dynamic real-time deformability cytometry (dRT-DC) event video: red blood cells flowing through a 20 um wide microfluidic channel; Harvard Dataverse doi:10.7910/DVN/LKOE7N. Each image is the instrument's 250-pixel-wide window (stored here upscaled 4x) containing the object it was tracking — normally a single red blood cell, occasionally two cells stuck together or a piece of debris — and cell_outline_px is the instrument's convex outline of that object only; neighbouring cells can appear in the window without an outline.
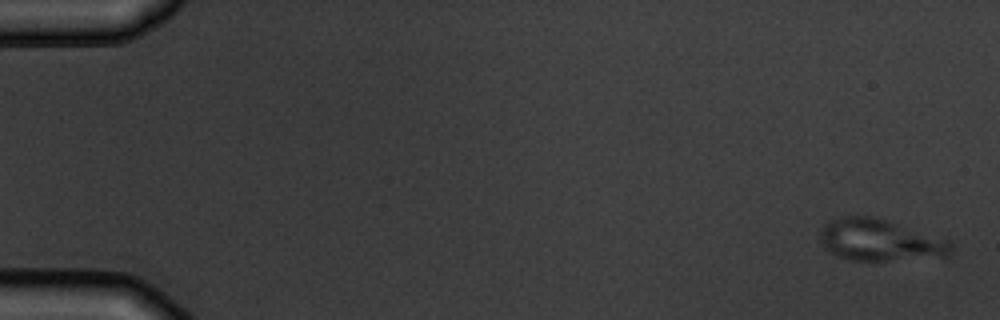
{"species": "common noctule bat (a hibernating species)", "species_latin": "Nyctalus noctula", "temperature_condition": "warm", "stored_images_in_passage": 5, "camera_frame_rate_fps": 3000, "um_per_image_px": 0.085, "animal": {"sex": "male", "body_mass_g": 19.5, "forearm_length_mm": 54.6}, "frame": {"image": 1, "passage_image": 1, "time_ms": 0.0, "image_size_px": [1000, 320], "cell_outline_px": [[952, 256], [888, 260], [848, 260], [836, 256], [828, 252], [824, 248], [820, 240], [820, 232], [824, 224], [840, 216], [876, 216], [952, 240]], "centroid_in_image_um": [74.82, 20.4], "position_along_channel_um": 10.2, "area_um2": 32.37}}